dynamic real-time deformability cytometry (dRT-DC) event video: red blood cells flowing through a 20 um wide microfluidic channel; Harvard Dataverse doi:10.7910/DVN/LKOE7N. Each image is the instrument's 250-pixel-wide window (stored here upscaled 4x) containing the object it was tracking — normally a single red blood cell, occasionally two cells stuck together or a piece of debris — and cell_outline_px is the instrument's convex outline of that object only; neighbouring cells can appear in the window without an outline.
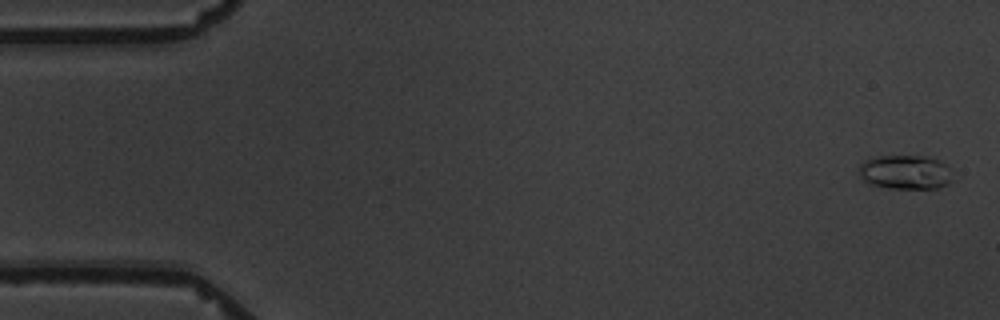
{"species": "common noctule bat (a hibernating species)", "species_latin": "Nyctalus noctula", "temperature_condition": "warm", "stored_images_in_passage": 10, "camera_frame_rate_fps": 3000, "um_per_image_px": 0.085, "animal": {"sex": "male", "body_mass_g": 19.5, "forearm_length_mm": 54.6}, "frame": {"image": 1, "passage_image": 1, "time_ms": 0.0, "image_size_px": [1000, 320], "cell_outline_px": [[956, 180], [948, 184], [936, 188], [888, 188], [872, 184], [864, 180], [860, 176], [860, 164], [864, 160], [872, 156], [924, 156], [940, 160], [948, 164], [952, 168]], "centroid_in_image_um": [77.05, 14.62], "position_along_channel_um": 8.0, "area_um2": 19.13}}
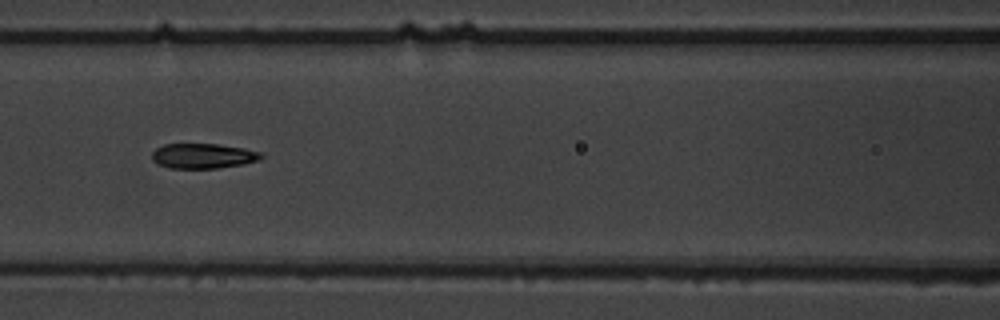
{"frame": {"image": 2, "passage_image": 7, "time_ms": 8.0, "image_size_px": [1000, 320], "cell_outline_px": [[264, 156], [260, 160], [244, 164], [216, 168], [168, 168], [156, 164], [152, 160], [152, 152], [156, 148], [164, 144], [216, 144], [244, 148], [264, 152]], "centroid_in_image_um": [17.28, 13.25], "position_along_channel_um": 149.3, "area_um2": 16.13}}
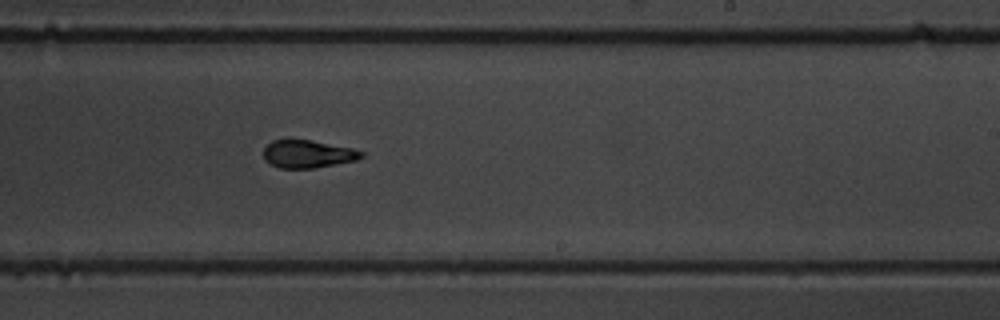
{"frame": {"image": 3, "passage_image": 10, "time_ms": 11.333, "image_size_px": [1000, 320], "cell_outline_px": [[364, 156], [356, 160], [312, 168], [280, 168], [264, 160], [264, 148], [272, 140], [288, 136], [312, 140], [352, 148], [364, 152]], "centroid_in_image_um": [26.11, 13.04], "position_along_channel_um": 262.9, "area_um2": 16.24}}